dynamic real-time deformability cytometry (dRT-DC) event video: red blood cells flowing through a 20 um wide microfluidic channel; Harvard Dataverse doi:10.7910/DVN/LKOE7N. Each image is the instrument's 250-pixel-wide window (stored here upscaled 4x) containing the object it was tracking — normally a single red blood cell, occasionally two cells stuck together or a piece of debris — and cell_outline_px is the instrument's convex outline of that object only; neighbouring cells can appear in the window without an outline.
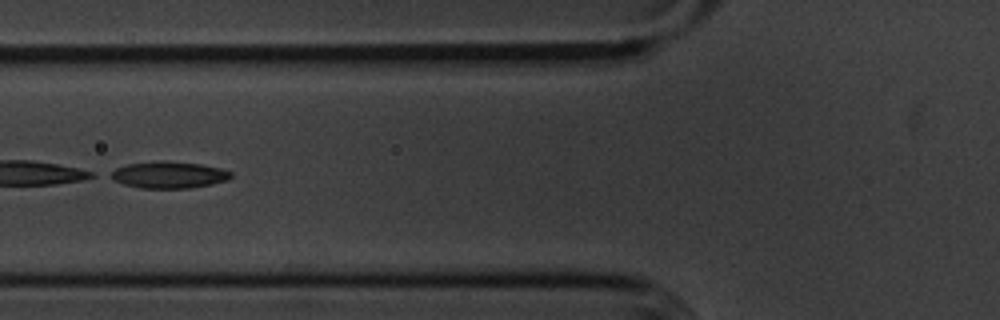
{"species": "common noctule bat (a hibernating species)", "species_latin": "Nyctalus noctula", "temperature_condition": "cold", "stored_images_in_passage": 54, "camera_frame_rate_fps": 3000, "um_per_image_px": 0.085, "animal": {"sex": "male", "body_mass_g": 20.1, "forearm_length_mm": 53.5}, "frame": {"image": 1, "passage_image": 20, "time_ms": 6.333, "image_size_px": [1000, 320], "cell_outline_px": [[232, 176], [228, 180], [212, 184], [188, 188], [140, 188], [124, 184], [112, 180], [104, 176], [108, 172], [116, 168], [128, 164], [160, 160], [200, 164], [220, 168], [232, 172]], "centroid_in_image_um": [14.28, 14.86], "position_along_channel_um": 111.5, "area_um2": 18.96}}
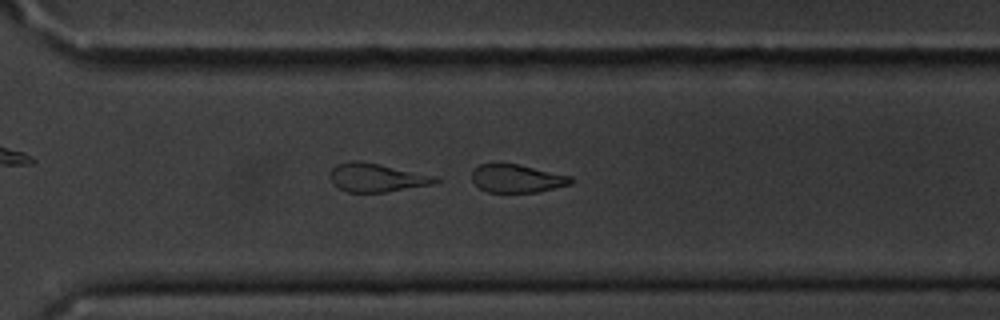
{"frame": {"image": 2, "passage_image": 38, "time_ms": 12.333, "image_size_px": [1000, 320], "cell_outline_px": [[576, 180], [572, 184], [536, 192], [488, 192], [480, 188], [472, 180], [472, 168], [480, 164], [516, 164], [572, 176]], "centroid_in_image_um": [43.96, 15.17], "position_along_channel_um": 326.6, "area_um2": 16.18}}